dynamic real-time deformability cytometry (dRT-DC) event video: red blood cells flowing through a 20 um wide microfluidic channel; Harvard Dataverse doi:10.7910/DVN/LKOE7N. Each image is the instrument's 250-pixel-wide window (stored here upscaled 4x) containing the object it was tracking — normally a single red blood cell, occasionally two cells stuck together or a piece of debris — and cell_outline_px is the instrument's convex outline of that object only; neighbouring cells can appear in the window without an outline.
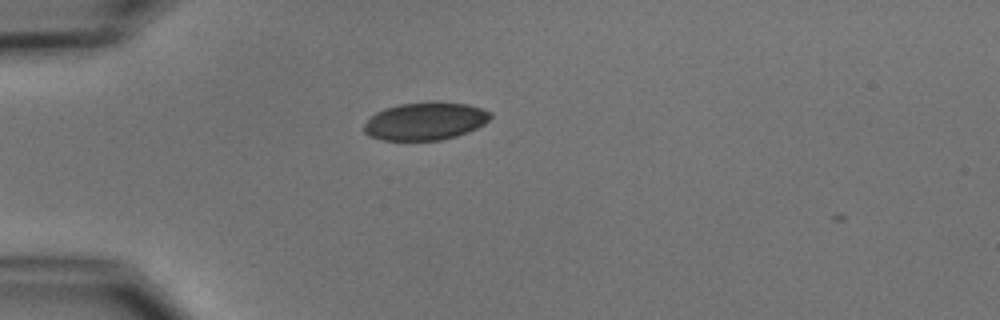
{"species": "common noctule bat (a hibernating species)", "species_latin": "Nyctalus noctula", "temperature_condition": "cold", "stored_images_in_passage": 3, "camera_frame_rate_fps": 3000, "um_per_image_px": 0.085, "animal": {"sex": "male", "body_mass_g": 15.6}, "frame": {"image": 1, "passage_image": 3, "time_ms": 2.333, "image_size_px": [1000, 320], "cell_outline_px": [[492, 116], [484, 124], [476, 128], [456, 136], [440, 140], [384, 140], [368, 136], [364, 132], [364, 124], [376, 112], [384, 108], [400, 104], [428, 100], [440, 100], [468, 104], [492, 112]], "centroid_in_image_um": [36.16, 10.27], "position_along_channel_um": 48.8, "area_um2": 28.21}}